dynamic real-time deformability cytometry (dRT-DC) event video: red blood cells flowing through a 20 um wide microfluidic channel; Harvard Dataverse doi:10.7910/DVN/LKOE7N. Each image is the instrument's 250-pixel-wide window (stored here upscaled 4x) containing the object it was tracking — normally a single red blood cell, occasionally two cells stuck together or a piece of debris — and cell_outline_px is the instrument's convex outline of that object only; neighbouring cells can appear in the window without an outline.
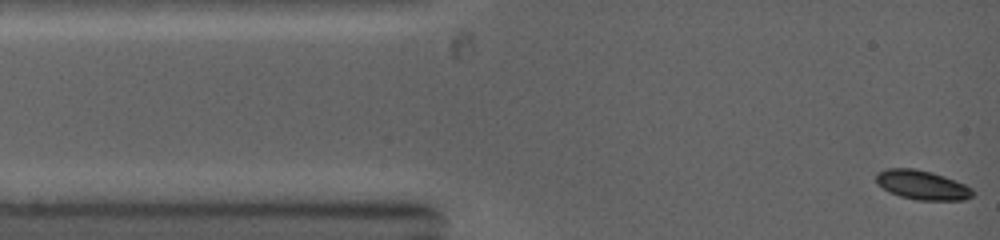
{"species": "common noctule bat (a hibernating species)", "species_latin": "Nyctalus noctula", "temperature_condition": "warm", "stored_images_in_passage": 27, "camera_frame_rate_fps": 5000, "um_per_image_px": 0.085, "animal": {"sex": "female", "body_mass_g": 19.0, "forearm_length_mm": 53.3}, "frame": {"image": 1, "passage_image": 1, "time_ms": 0.0, "image_size_px": [1000, 240], "cell_outline_px": [[976, 192], [972, 196], [964, 200], [916, 200], [900, 196], [888, 192], [876, 184], [876, 172], [888, 168], [912, 168], [932, 172], [956, 180], [972, 188]], "centroid_in_image_um": [78.37, 15.72], "position_along_channel_um": 6.6, "area_um2": 16.7}}
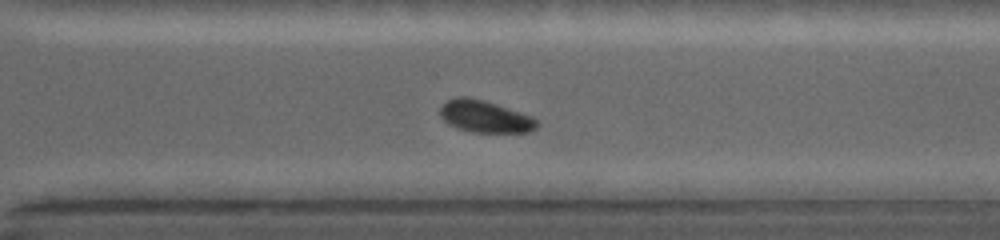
{"frame": {"image": 2, "passage_image": 21, "time_ms": 8.6, "image_size_px": [1000, 240], "cell_outline_px": [[540, 124], [536, 128], [528, 132], [472, 132], [456, 128], [448, 124], [440, 116], [440, 104], [456, 96], [464, 96], [484, 100], [532, 116]], "centroid_in_image_um": [41.19, 9.9], "position_along_channel_um": 329.4, "area_um2": 18.15}}
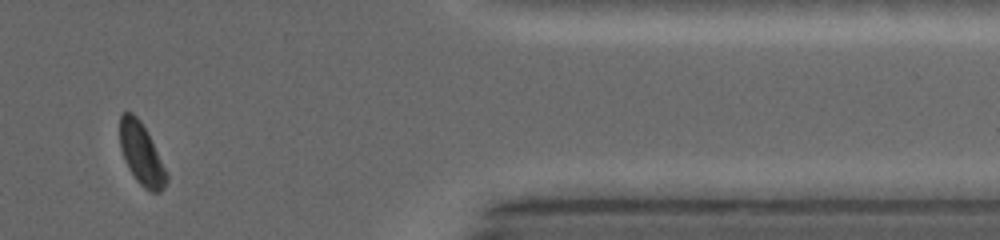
{"frame": {"image": 3, "passage_image": 23, "time_ms": 10.8, "image_size_px": [1000, 240], "cell_outline_px": [[168, 180], [164, 188], [160, 192], [152, 192], [144, 188], [136, 180], [128, 168], [124, 160], [120, 148], [120, 116], [124, 112], [132, 112], [140, 120], [168, 176]], "centroid_in_image_um": [11.99, 13.11], "position_along_channel_um": 399.4, "area_um2": 16.36}}